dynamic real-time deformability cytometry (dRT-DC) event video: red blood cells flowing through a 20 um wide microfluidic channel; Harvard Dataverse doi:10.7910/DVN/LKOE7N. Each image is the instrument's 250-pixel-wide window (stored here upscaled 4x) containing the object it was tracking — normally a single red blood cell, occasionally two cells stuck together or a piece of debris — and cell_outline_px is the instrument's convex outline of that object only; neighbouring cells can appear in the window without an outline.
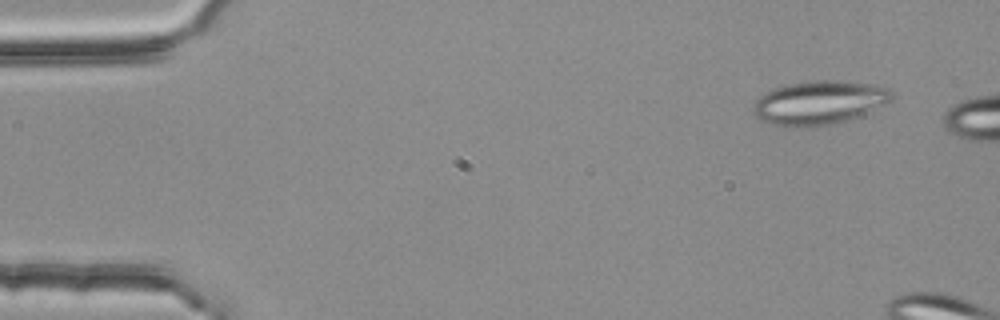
{"species": "common noctule bat (a hibernating species)", "species_latin": "Nyctalus noctula", "temperature_condition": "room temperature", "stored_images_in_passage": 3, "camera_frame_rate_fps": 3000, "um_per_image_px": 0.085, "animal": {"sex": "female", "body_mass_g": 25.1}, "frame": {"image": 1, "passage_image": 1, "time_ms": 0.0, "image_size_px": [1000, 320], "cell_outline_px": [[892, 100], [884, 104], [848, 120], [832, 124], [812, 128], [784, 128], [764, 120], [756, 116], [752, 112], [752, 104], [764, 92], [772, 88], [788, 84], [812, 80], [836, 80], [872, 84], [888, 88], [892, 92]], "centroid_in_image_um": [69.57, 8.74], "position_along_channel_um": 15.4, "area_um2": 35.66}}